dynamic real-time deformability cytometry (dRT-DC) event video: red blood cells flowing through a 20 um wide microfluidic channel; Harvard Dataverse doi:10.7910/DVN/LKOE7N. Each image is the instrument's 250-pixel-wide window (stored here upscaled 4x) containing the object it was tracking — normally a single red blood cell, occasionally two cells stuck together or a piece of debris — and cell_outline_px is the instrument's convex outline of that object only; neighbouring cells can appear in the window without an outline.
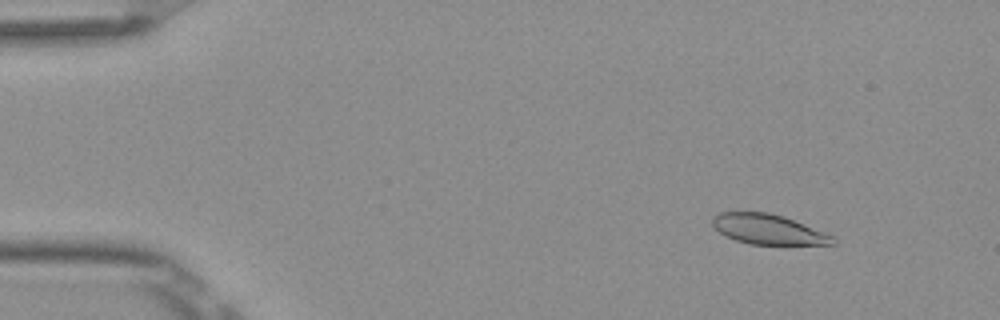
{"species": "Egyptian fruit bat (a non-hibernating species)", "species_latin": "Rousettus aegyptiacus", "temperature_condition": "room temperature", "stored_images_in_passage": 4, "camera_frame_rate_fps": 3000, "um_per_image_px": 0.085, "frame": {"image": 1, "passage_image": 1, "time_ms": 0.0, "image_size_px": [1000, 320], "cell_outline_px": [[836, 244], [748, 244], [724, 236], [712, 224], [712, 216], [720, 212], [768, 212], [784, 216], [836, 236]], "centroid_in_image_um": [65.32, 19.49], "position_along_channel_um": 19.7, "area_um2": 21.15}}